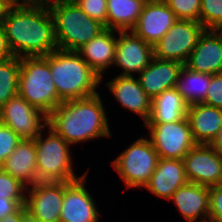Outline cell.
Instances as JSON below:
<instances>
[{"instance_id":"obj_1","label":"cell","mask_w":222,"mask_h":222,"mask_svg":"<svg viewBox=\"0 0 222 222\" xmlns=\"http://www.w3.org/2000/svg\"><path fill=\"white\" fill-rule=\"evenodd\" d=\"M2 25L15 57L46 56L57 49L48 6L13 5Z\"/></svg>"},{"instance_id":"obj_2","label":"cell","mask_w":222,"mask_h":222,"mask_svg":"<svg viewBox=\"0 0 222 222\" xmlns=\"http://www.w3.org/2000/svg\"><path fill=\"white\" fill-rule=\"evenodd\" d=\"M100 95L62 102L48 115L47 126L70 145L112 137Z\"/></svg>"},{"instance_id":"obj_3","label":"cell","mask_w":222,"mask_h":222,"mask_svg":"<svg viewBox=\"0 0 222 222\" xmlns=\"http://www.w3.org/2000/svg\"><path fill=\"white\" fill-rule=\"evenodd\" d=\"M50 65L59 99L64 102L95 95L101 78L76 51L56 49L43 56Z\"/></svg>"},{"instance_id":"obj_4","label":"cell","mask_w":222,"mask_h":222,"mask_svg":"<svg viewBox=\"0 0 222 222\" xmlns=\"http://www.w3.org/2000/svg\"><path fill=\"white\" fill-rule=\"evenodd\" d=\"M48 7L53 18L57 49L77 52L106 29L74 0H53Z\"/></svg>"},{"instance_id":"obj_5","label":"cell","mask_w":222,"mask_h":222,"mask_svg":"<svg viewBox=\"0 0 222 222\" xmlns=\"http://www.w3.org/2000/svg\"><path fill=\"white\" fill-rule=\"evenodd\" d=\"M18 95L47 116L62 103L51 77L50 65L43 56L20 58Z\"/></svg>"},{"instance_id":"obj_6","label":"cell","mask_w":222,"mask_h":222,"mask_svg":"<svg viewBox=\"0 0 222 222\" xmlns=\"http://www.w3.org/2000/svg\"><path fill=\"white\" fill-rule=\"evenodd\" d=\"M34 139L37 156V182H73L84 176H77L73 168L70 144L56 134L50 127ZM44 137V138H42Z\"/></svg>"},{"instance_id":"obj_7","label":"cell","mask_w":222,"mask_h":222,"mask_svg":"<svg viewBox=\"0 0 222 222\" xmlns=\"http://www.w3.org/2000/svg\"><path fill=\"white\" fill-rule=\"evenodd\" d=\"M159 161L158 154L147 137H140L111 163L126 188H144Z\"/></svg>"},{"instance_id":"obj_8","label":"cell","mask_w":222,"mask_h":222,"mask_svg":"<svg viewBox=\"0 0 222 222\" xmlns=\"http://www.w3.org/2000/svg\"><path fill=\"white\" fill-rule=\"evenodd\" d=\"M144 126L159 158L183 159L196 145L186 117L172 123H145Z\"/></svg>"},{"instance_id":"obj_9","label":"cell","mask_w":222,"mask_h":222,"mask_svg":"<svg viewBox=\"0 0 222 222\" xmlns=\"http://www.w3.org/2000/svg\"><path fill=\"white\" fill-rule=\"evenodd\" d=\"M204 30L200 22L178 19L153 46V57L184 65Z\"/></svg>"},{"instance_id":"obj_10","label":"cell","mask_w":222,"mask_h":222,"mask_svg":"<svg viewBox=\"0 0 222 222\" xmlns=\"http://www.w3.org/2000/svg\"><path fill=\"white\" fill-rule=\"evenodd\" d=\"M0 122L10 127L21 139L34 140L46 129L48 116L16 95L0 108Z\"/></svg>"},{"instance_id":"obj_11","label":"cell","mask_w":222,"mask_h":222,"mask_svg":"<svg viewBox=\"0 0 222 222\" xmlns=\"http://www.w3.org/2000/svg\"><path fill=\"white\" fill-rule=\"evenodd\" d=\"M182 160L188 182L207 187L222 184V155L211 145L196 144Z\"/></svg>"},{"instance_id":"obj_12","label":"cell","mask_w":222,"mask_h":222,"mask_svg":"<svg viewBox=\"0 0 222 222\" xmlns=\"http://www.w3.org/2000/svg\"><path fill=\"white\" fill-rule=\"evenodd\" d=\"M64 182H36L27 187L26 211L41 222H60Z\"/></svg>"},{"instance_id":"obj_13","label":"cell","mask_w":222,"mask_h":222,"mask_svg":"<svg viewBox=\"0 0 222 222\" xmlns=\"http://www.w3.org/2000/svg\"><path fill=\"white\" fill-rule=\"evenodd\" d=\"M88 173L76 181L64 182L60 222H100L101 213L85 187Z\"/></svg>"},{"instance_id":"obj_14","label":"cell","mask_w":222,"mask_h":222,"mask_svg":"<svg viewBox=\"0 0 222 222\" xmlns=\"http://www.w3.org/2000/svg\"><path fill=\"white\" fill-rule=\"evenodd\" d=\"M113 66L121 68V76H134L146 68L153 58V46L138 37L132 30L117 31Z\"/></svg>"},{"instance_id":"obj_15","label":"cell","mask_w":222,"mask_h":222,"mask_svg":"<svg viewBox=\"0 0 222 222\" xmlns=\"http://www.w3.org/2000/svg\"><path fill=\"white\" fill-rule=\"evenodd\" d=\"M177 20L164 0H147L132 31L154 46Z\"/></svg>"},{"instance_id":"obj_16","label":"cell","mask_w":222,"mask_h":222,"mask_svg":"<svg viewBox=\"0 0 222 222\" xmlns=\"http://www.w3.org/2000/svg\"><path fill=\"white\" fill-rule=\"evenodd\" d=\"M184 65L199 73H222V30H204Z\"/></svg>"},{"instance_id":"obj_17","label":"cell","mask_w":222,"mask_h":222,"mask_svg":"<svg viewBox=\"0 0 222 222\" xmlns=\"http://www.w3.org/2000/svg\"><path fill=\"white\" fill-rule=\"evenodd\" d=\"M106 86L122 108L139 115L143 124L147 122L151 114L152 99L143 90L137 77L118 75L107 82Z\"/></svg>"},{"instance_id":"obj_18","label":"cell","mask_w":222,"mask_h":222,"mask_svg":"<svg viewBox=\"0 0 222 222\" xmlns=\"http://www.w3.org/2000/svg\"><path fill=\"white\" fill-rule=\"evenodd\" d=\"M182 63L153 57L149 65L138 75L141 87L153 100L163 91L174 88Z\"/></svg>"},{"instance_id":"obj_19","label":"cell","mask_w":222,"mask_h":222,"mask_svg":"<svg viewBox=\"0 0 222 222\" xmlns=\"http://www.w3.org/2000/svg\"><path fill=\"white\" fill-rule=\"evenodd\" d=\"M187 222L209 221V187L187 182L170 199Z\"/></svg>"},{"instance_id":"obj_20","label":"cell","mask_w":222,"mask_h":222,"mask_svg":"<svg viewBox=\"0 0 222 222\" xmlns=\"http://www.w3.org/2000/svg\"><path fill=\"white\" fill-rule=\"evenodd\" d=\"M187 182L182 159L159 158L157 167L144 188L157 197L170 201L173 193Z\"/></svg>"},{"instance_id":"obj_21","label":"cell","mask_w":222,"mask_h":222,"mask_svg":"<svg viewBox=\"0 0 222 222\" xmlns=\"http://www.w3.org/2000/svg\"><path fill=\"white\" fill-rule=\"evenodd\" d=\"M116 32V30L106 28L77 51L101 78V83L105 71L114 63L117 45Z\"/></svg>"},{"instance_id":"obj_22","label":"cell","mask_w":222,"mask_h":222,"mask_svg":"<svg viewBox=\"0 0 222 222\" xmlns=\"http://www.w3.org/2000/svg\"><path fill=\"white\" fill-rule=\"evenodd\" d=\"M186 118L195 143L210 145L222 126V109L193 103L188 105Z\"/></svg>"},{"instance_id":"obj_23","label":"cell","mask_w":222,"mask_h":222,"mask_svg":"<svg viewBox=\"0 0 222 222\" xmlns=\"http://www.w3.org/2000/svg\"><path fill=\"white\" fill-rule=\"evenodd\" d=\"M0 168L26 187L37 182V156L34 140L22 139Z\"/></svg>"},{"instance_id":"obj_24","label":"cell","mask_w":222,"mask_h":222,"mask_svg":"<svg viewBox=\"0 0 222 222\" xmlns=\"http://www.w3.org/2000/svg\"><path fill=\"white\" fill-rule=\"evenodd\" d=\"M188 104L182 95L171 88L163 91L152 100L151 114L146 123H172L187 115Z\"/></svg>"},{"instance_id":"obj_25","label":"cell","mask_w":222,"mask_h":222,"mask_svg":"<svg viewBox=\"0 0 222 222\" xmlns=\"http://www.w3.org/2000/svg\"><path fill=\"white\" fill-rule=\"evenodd\" d=\"M147 0H107V28L132 30Z\"/></svg>"},{"instance_id":"obj_26","label":"cell","mask_w":222,"mask_h":222,"mask_svg":"<svg viewBox=\"0 0 222 222\" xmlns=\"http://www.w3.org/2000/svg\"><path fill=\"white\" fill-rule=\"evenodd\" d=\"M211 77V74L199 73L183 65L175 88L188 105L202 103L207 96Z\"/></svg>"},{"instance_id":"obj_27","label":"cell","mask_w":222,"mask_h":222,"mask_svg":"<svg viewBox=\"0 0 222 222\" xmlns=\"http://www.w3.org/2000/svg\"><path fill=\"white\" fill-rule=\"evenodd\" d=\"M20 58L14 57L0 62V108L18 95Z\"/></svg>"},{"instance_id":"obj_28","label":"cell","mask_w":222,"mask_h":222,"mask_svg":"<svg viewBox=\"0 0 222 222\" xmlns=\"http://www.w3.org/2000/svg\"><path fill=\"white\" fill-rule=\"evenodd\" d=\"M199 22L205 30H222V0H201Z\"/></svg>"},{"instance_id":"obj_29","label":"cell","mask_w":222,"mask_h":222,"mask_svg":"<svg viewBox=\"0 0 222 222\" xmlns=\"http://www.w3.org/2000/svg\"><path fill=\"white\" fill-rule=\"evenodd\" d=\"M27 187L0 168V196L25 202Z\"/></svg>"},{"instance_id":"obj_30","label":"cell","mask_w":222,"mask_h":222,"mask_svg":"<svg viewBox=\"0 0 222 222\" xmlns=\"http://www.w3.org/2000/svg\"><path fill=\"white\" fill-rule=\"evenodd\" d=\"M177 19L199 22L201 0H164Z\"/></svg>"},{"instance_id":"obj_31","label":"cell","mask_w":222,"mask_h":222,"mask_svg":"<svg viewBox=\"0 0 222 222\" xmlns=\"http://www.w3.org/2000/svg\"><path fill=\"white\" fill-rule=\"evenodd\" d=\"M21 140L10 127L0 122V166L15 150Z\"/></svg>"},{"instance_id":"obj_32","label":"cell","mask_w":222,"mask_h":222,"mask_svg":"<svg viewBox=\"0 0 222 222\" xmlns=\"http://www.w3.org/2000/svg\"><path fill=\"white\" fill-rule=\"evenodd\" d=\"M76 4L93 19L107 28V0H74Z\"/></svg>"},{"instance_id":"obj_33","label":"cell","mask_w":222,"mask_h":222,"mask_svg":"<svg viewBox=\"0 0 222 222\" xmlns=\"http://www.w3.org/2000/svg\"><path fill=\"white\" fill-rule=\"evenodd\" d=\"M208 222H222V184L209 187Z\"/></svg>"},{"instance_id":"obj_34","label":"cell","mask_w":222,"mask_h":222,"mask_svg":"<svg viewBox=\"0 0 222 222\" xmlns=\"http://www.w3.org/2000/svg\"><path fill=\"white\" fill-rule=\"evenodd\" d=\"M202 103L222 109V73L212 75L207 96Z\"/></svg>"},{"instance_id":"obj_35","label":"cell","mask_w":222,"mask_h":222,"mask_svg":"<svg viewBox=\"0 0 222 222\" xmlns=\"http://www.w3.org/2000/svg\"><path fill=\"white\" fill-rule=\"evenodd\" d=\"M25 202H16L11 198L0 196V220L9 214L17 212Z\"/></svg>"},{"instance_id":"obj_36","label":"cell","mask_w":222,"mask_h":222,"mask_svg":"<svg viewBox=\"0 0 222 222\" xmlns=\"http://www.w3.org/2000/svg\"><path fill=\"white\" fill-rule=\"evenodd\" d=\"M14 57L15 55L9 46L3 25L0 24V62Z\"/></svg>"},{"instance_id":"obj_37","label":"cell","mask_w":222,"mask_h":222,"mask_svg":"<svg viewBox=\"0 0 222 222\" xmlns=\"http://www.w3.org/2000/svg\"><path fill=\"white\" fill-rule=\"evenodd\" d=\"M26 212V207L23 205L17 212L7 215L0 222H22L23 215Z\"/></svg>"},{"instance_id":"obj_38","label":"cell","mask_w":222,"mask_h":222,"mask_svg":"<svg viewBox=\"0 0 222 222\" xmlns=\"http://www.w3.org/2000/svg\"><path fill=\"white\" fill-rule=\"evenodd\" d=\"M13 5H42L49 6L53 0H9Z\"/></svg>"},{"instance_id":"obj_39","label":"cell","mask_w":222,"mask_h":222,"mask_svg":"<svg viewBox=\"0 0 222 222\" xmlns=\"http://www.w3.org/2000/svg\"><path fill=\"white\" fill-rule=\"evenodd\" d=\"M13 4L9 0H0V24L7 17L9 10L12 8Z\"/></svg>"},{"instance_id":"obj_40","label":"cell","mask_w":222,"mask_h":222,"mask_svg":"<svg viewBox=\"0 0 222 222\" xmlns=\"http://www.w3.org/2000/svg\"><path fill=\"white\" fill-rule=\"evenodd\" d=\"M219 154L222 155V126L218 131L217 136L210 144Z\"/></svg>"},{"instance_id":"obj_41","label":"cell","mask_w":222,"mask_h":222,"mask_svg":"<svg viewBox=\"0 0 222 222\" xmlns=\"http://www.w3.org/2000/svg\"><path fill=\"white\" fill-rule=\"evenodd\" d=\"M22 222H41L40 220L36 219L35 217H33L31 214H29L28 212H26L23 215L22 218Z\"/></svg>"}]
</instances>
